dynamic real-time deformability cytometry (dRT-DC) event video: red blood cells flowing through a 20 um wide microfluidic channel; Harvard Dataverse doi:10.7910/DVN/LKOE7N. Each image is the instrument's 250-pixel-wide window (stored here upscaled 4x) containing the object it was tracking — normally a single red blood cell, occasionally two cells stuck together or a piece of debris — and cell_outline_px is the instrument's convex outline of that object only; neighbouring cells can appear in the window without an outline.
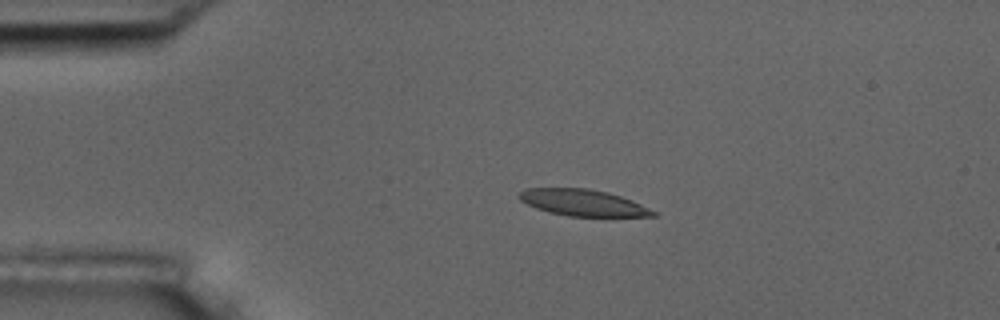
{"species": "common noctule bat (a hibernating species)", "species_latin": "Nyctalus noctula", "temperature_condition": "room temperature", "stored_images_in_passage": 9, "camera_frame_rate_fps": 3000, "um_per_image_px": 0.085, "animal": {"sex": "male", "body_mass_g": 17.5, "forearm_length_mm": 52.3}, "frame": {"image": 1, "passage_image": 4, "time_ms": 3.333, "image_size_px": [1000, 320], "cell_outline_px": [[656, 216], [568, 216], [548, 212], [536, 208], [520, 200], [520, 192], [524, 188], [588, 188], [608, 192], [632, 200], [656, 212]], "centroid_in_image_um": [49.53, 17.22], "position_along_channel_um": 35.5, "area_um2": 20.46}}
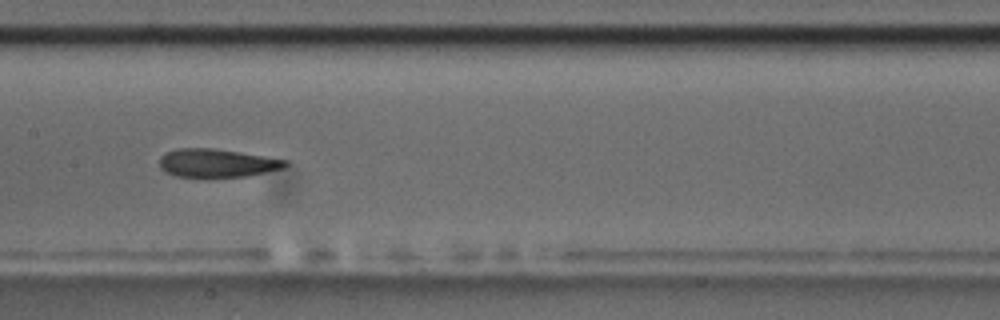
{"frame": {"image": 2, "passage_image": 8, "time_ms": 8.667, "image_size_px": [1000, 320], "cell_outline_px": [[288, 164], [284, 168], [248, 176], [176, 176], [164, 172], [160, 168], [160, 156], [164, 152], [176, 148], [212, 148], [240, 152], [288, 160]], "centroid_in_image_um": [18.42, 13.84], "position_along_channel_um": 189.0, "area_um2": 20.69}}
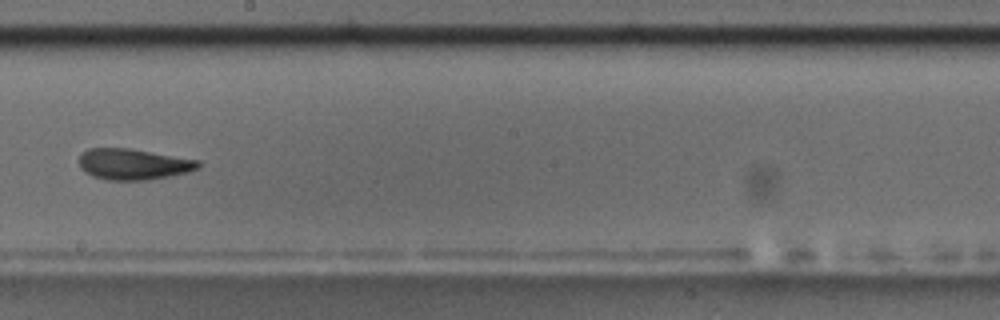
{"frame": {"image": 3, "passage_image": 9, "time_ms": 10.0, "image_size_px": [1000, 320], "cell_outline_px": [[200, 168], [188, 172], [148, 180], [108, 180], [92, 176], [84, 172], [80, 168], [80, 156], [88, 148], [128, 148], [200, 160]], "centroid_in_image_um": [11.34, 13.96], "position_along_channel_um": 236.9, "area_um2": 21.5}}